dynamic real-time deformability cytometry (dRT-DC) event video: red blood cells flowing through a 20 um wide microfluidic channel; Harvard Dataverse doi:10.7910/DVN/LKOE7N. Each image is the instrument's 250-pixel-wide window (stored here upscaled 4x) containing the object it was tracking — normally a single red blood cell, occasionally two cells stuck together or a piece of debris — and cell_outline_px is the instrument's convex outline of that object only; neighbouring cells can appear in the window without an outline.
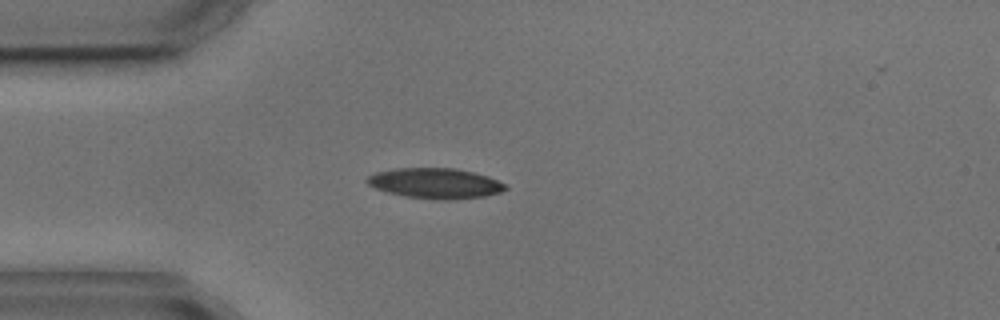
{"species": "common noctule bat (a hibernating species)", "species_latin": "Nyctalus noctula", "temperature_condition": "cold", "stored_images_in_passage": 5, "camera_frame_rate_fps": 3000, "um_per_image_px": 0.085, "animal": {"sex": "male", "body_mass_g": 17.9, "forearm_length_mm": 54.2}, "frame": {"image": 1, "passage_image": 4, "time_ms": 3.667, "image_size_px": [1000, 320], "cell_outline_px": [[508, 188], [500, 192], [484, 196], [448, 200], [436, 200], [404, 196], [388, 192], [376, 188], [368, 184], [364, 180], [368, 176], [376, 172], [396, 168], [456, 168], [488, 176], [504, 184]], "centroid_in_image_um": [36.97, 15.58], "position_along_channel_um": 48.0, "area_um2": 24.39}}